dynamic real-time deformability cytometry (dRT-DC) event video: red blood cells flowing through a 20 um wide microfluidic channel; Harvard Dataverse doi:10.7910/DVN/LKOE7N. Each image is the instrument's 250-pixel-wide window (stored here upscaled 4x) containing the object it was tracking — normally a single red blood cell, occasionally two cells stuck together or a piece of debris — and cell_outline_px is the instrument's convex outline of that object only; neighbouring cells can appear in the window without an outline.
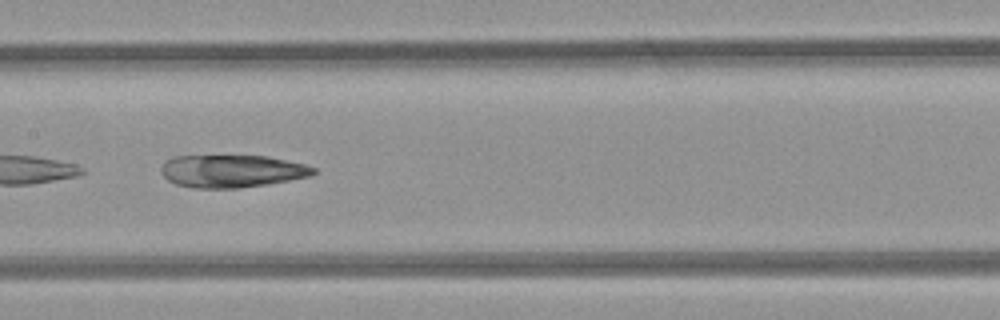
{"species": "common noctule bat (a hibernating species)", "species_latin": "Nyctalus noctula", "temperature_condition": "room temperature", "stored_images_in_passage": 29, "camera_frame_rate_fps": 3000, "um_per_image_px": 0.085, "animal": {"sex": "female", "body_mass_g": 21.9}, "frame": {"image": 1, "passage_image": 9, "time_ms": 2.667, "image_size_px": [1000, 320], "cell_outline_px": [[316, 172], [312, 176], [268, 184], [240, 188], [192, 188], [176, 184], [168, 180], [160, 172], [160, 168], [172, 156], [268, 156], [304, 164], [316, 168]], "centroid_in_image_um": [19.72, 14.55], "position_along_channel_um": 187.7, "area_um2": 29.02}}
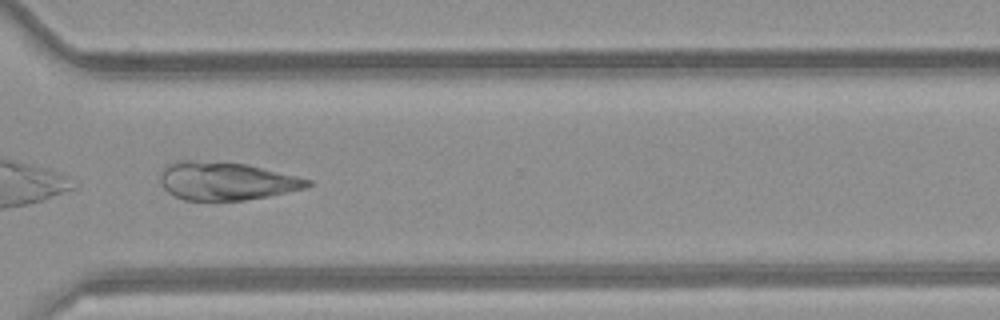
{"frame": {"image": 2, "passage_image": 21, "time_ms": 6.667, "image_size_px": [1000, 320], "cell_outline_px": [[312, 184], [308, 188], [268, 196], [244, 200], [184, 200], [168, 192], [160, 184], [160, 172], [168, 164], [176, 160], [188, 160], [248, 164], [312, 180]], "centroid_in_image_um": [19.22, 15.39], "position_along_channel_um": 351.4, "area_um2": 32.71}}